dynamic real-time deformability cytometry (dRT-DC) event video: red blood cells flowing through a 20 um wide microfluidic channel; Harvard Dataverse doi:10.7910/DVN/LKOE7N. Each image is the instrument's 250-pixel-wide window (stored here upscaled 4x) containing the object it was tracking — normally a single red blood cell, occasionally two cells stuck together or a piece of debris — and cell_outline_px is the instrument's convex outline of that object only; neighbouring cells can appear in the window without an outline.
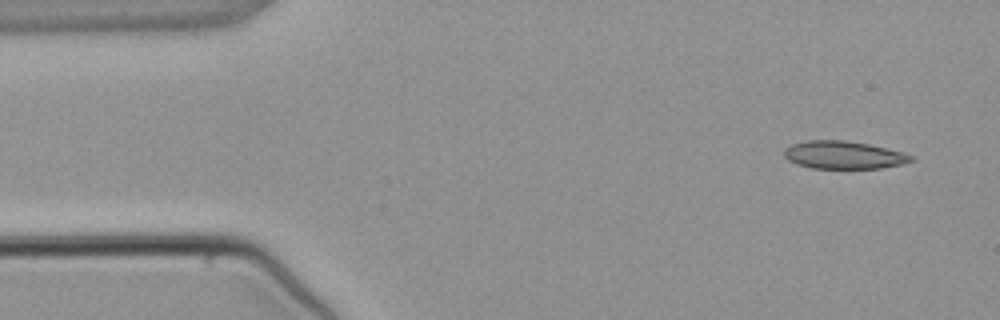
{"species": "common noctule bat (a hibernating species)", "species_latin": "Nyctalus noctula", "temperature_condition": "warm", "stored_images_in_passage": 4, "camera_frame_rate_fps": 3000, "um_per_image_px": 0.085, "animal": {"sex": "male", "body_mass_g": 21.5, "forearm_length_mm": 52.0}, "frame": {"image": 1, "passage_image": 4, "time_ms": 3.667, "image_size_px": [1000, 320], "cell_outline_px": [[916, 160], [904, 164], [880, 168], [812, 168], [796, 164], [788, 160], [784, 156], [784, 148], [792, 144], [808, 140], [844, 140], [868, 144], [904, 152], [916, 156]], "centroid_in_image_um": [71.75, 13.17], "position_along_channel_um": 13.2, "area_um2": 20.75}}